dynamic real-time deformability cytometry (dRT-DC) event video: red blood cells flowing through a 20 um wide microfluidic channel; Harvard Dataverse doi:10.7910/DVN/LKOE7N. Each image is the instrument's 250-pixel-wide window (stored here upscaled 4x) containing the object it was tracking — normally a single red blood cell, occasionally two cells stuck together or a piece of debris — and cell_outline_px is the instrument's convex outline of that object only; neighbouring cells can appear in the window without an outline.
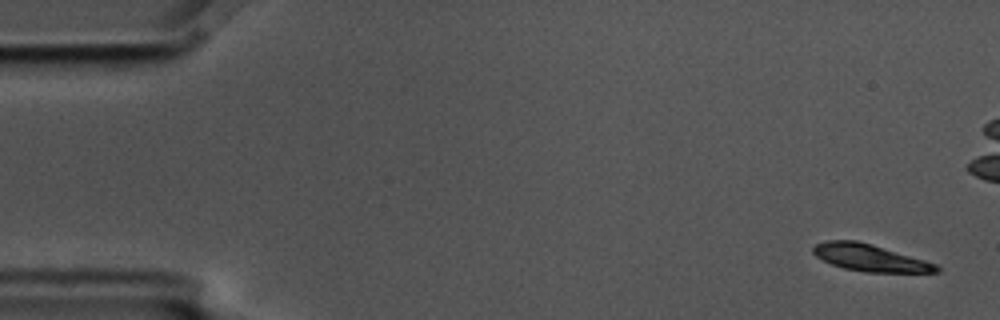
{"species": "common noctule bat (a hibernating species)", "species_latin": "Nyctalus noctula", "temperature_condition": "cold", "stored_images_in_passage": 6, "camera_frame_rate_fps": 3000, "um_per_image_px": 0.085, "animal": {"sex": "male", "body_mass_g": 17.5, "forearm_length_mm": 52.3}, "frame": {"image": 1, "passage_image": 1, "time_ms": 0.0, "image_size_px": [1000, 320], "cell_outline_px": [[940, 272], [868, 272], [844, 268], [832, 264], [816, 256], [812, 252], [812, 248], [816, 244], [828, 240], [856, 240], [872, 244], [924, 260], [936, 264], [940, 268]], "centroid_in_image_um": [73.93, 21.9], "position_along_channel_um": 11.1, "area_um2": 19.07}}